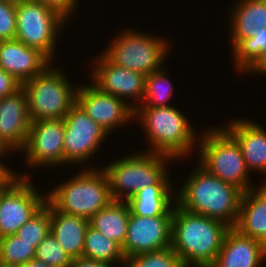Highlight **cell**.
Here are the masks:
<instances>
[{"instance_id":"obj_31","label":"cell","mask_w":266,"mask_h":267,"mask_svg":"<svg viewBox=\"0 0 266 267\" xmlns=\"http://www.w3.org/2000/svg\"><path fill=\"white\" fill-rule=\"evenodd\" d=\"M16 37V3L0 0V41Z\"/></svg>"},{"instance_id":"obj_30","label":"cell","mask_w":266,"mask_h":267,"mask_svg":"<svg viewBox=\"0 0 266 267\" xmlns=\"http://www.w3.org/2000/svg\"><path fill=\"white\" fill-rule=\"evenodd\" d=\"M35 258L51 267H70L72 264V259L51 232L37 246Z\"/></svg>"},{"instance_id":"obj_18","label":"cell","mask_w":266,"mask_h":267,"mask_svg":"<svg viewBox=\"0 0 266 267\" xmlns=\"http://www.w3.org/2000/svg\"><path fill=\"white\" fill-rule=\"evenodd\" d=\"M50 62L38 49L28 47L17 39L0 41V69L21 84L41 74Z\"/></svg>"},{"instance_id":"obj_15","label":"cell","mask_w":266,"mask_h":267,"mask_svg":"<svg viewBox=\"0 0 266 267\" xmlns=\"http://www.w3.org/2000/svg\"><path fill=\"white\" fill-rule=\"evenodd\" d=\"M76 103L108 133L134 120V103L124 102L117 96L102 92L92 83L78 86Z\"/></svg>"},{"instance_id":"obj_35","label":"cell","mask_w":266,"mask_h":267,"mask_svg":"<svg viewBox=\"0 0 266 267\" xmlns=\"http://www.w3.org/2000/svg\"><path fill=\"white\" fill-rule=\"evenodd\" d=\"M70 267H114L112 264L92 260L85 257H79L72 259V264Z\"/></svg>"},{"instance_id":"obj_22","label":"cell","mask_w":266,"mask_h":267,"mask_svg":"<svg viewBox=\"0 0 266 267\" xmlns=\"http://www.w3.org/2000/svg\"><path fill=\"white\" fill-rule=\"evenodd\" d=\"M242 235L250 236L266 245V182L244 192L239 216L234 227Z\"/></svg>"},{"instance_id":"obj_6","label":"cell","mask_w":266,"mask_h":267,"mask_svg":"<svg viewBox=\"0 0 266 267\" xmlns=\"http://www.w3.org/2000/svg\"><path fill=\"white\" fill-rule=\"evenodd\" d=\"M198 138L199 164L210 174L247 192L254 186L250 182L240 145L224 127L208 128Z\"/></svg>"},{"instance_id":"obj_21","label":"cell","mask_w":266,"mask_h":267,"mask_svg":"<svg viewBox=\"0 0 266 267\" xmlns=\"http://www.w3.org/2000/svg\"><path fill=\"white\" fill-rule=\"evenodd\" d=\"M168 175L157 184L140 189L127 201L132 214L144 217L173 216L176 191L171 193L173 189Z\"/></svg>"},{"instance_id":"obj_1","label":"cell","mask_w":266,"mask_h":267,"mask_svg":"<svg viewBox=\"0 0 266 267\" xmlns=\"http://www.w3.org/2000/svg\"><path fill=\"white\" fill-rule=\"evenodd\" d=\"M229 228L222 221L188 212L175 202L171 247L184 267H210Z\"/></svg>"},{"instance_id":"obj_13","label":"cell","mask_w":266,"mask_h":267,"mask_svg":"<svg viewBox=\"0 0 266 267\" xmlns=\"http://www.w3.org/2000/svg\"><path fill=\"white\" fill-rule=\"evenodd\" d=\"M64 136L63 119L31 121L28 138L21 151L26 156V164L30 168L64 165Z\"/></svg>"},{"instance_id":"obj_7","label":"cell","mask_w":266,"mask_h":267,"mask_svg":"<svg viewBox=\"0 0 266 267\" xmlns=\"http://www.w3.org/2000/svg\"><path fill=\"white\" fill-rule=\"evenodd\" d=\"M51 65L21 85L31 121L63 119L76 104L78 87L70 85L63 70Z\"/></svg>"},{"instance_id":"obj_33","label":"cell","mask_w":266,"mask_h":267,"mask_svg":"<svg viewBox=\"0 0 266 267\" xmlns=\"http://www.w3.org/2000/svg\"><path fill=\"white\" fill-rule=\"evenodd\" d=\"M21 85L12 75L0 69V99L13 94Z\"/></svg>"},{"instance_id":"obj_39","label":"cell","mask_w":266,"mask_h":267,"mask_svg":"<svg viewBox=\"0 0 266 267\" xmlns=\"http://www.w3.org/2000/svg\"><path fill=\"white\" fill-rule=\"evenodd\" d=\"M3 1L13 2V3H19V2L25 1V0H3Z\"/></svg>"},{"instance_id":"obj_28","label":"cell","mask_w":266,"mask_h":267,"mask_svg":"<svg viewBox=\"0 0 266 267\" xmlns=\"http://www.w3.org/2000/svg\"><path fill=\"white\" fill-rule=\"evenodd\" d=\"M36 249L16 234L0 238V262L17 265L35 258Z\"/></svg>"},{"instance_id":"obj_14","label":"cell","mask_w":266,"mask_h":267,"mask_svg":"<svg viewBox=\"0 0 266 267\" xmlns=\"http://www.w3.org/2000/svg\"><path fill=\"white\" fill-rule=\"evenodd\" d=\"M173 216L144 217L130 212L122 246L125 258L171 247Z\"/></svg>"},{"instance_id":"obj_27","label":"cell","mask_w":266,"mask_h":267,"mask_svg":"<svg viewBox=\"0 0 266 267\" xmlns=\"http://www.w3.org/2000/svg\"><path fill=\"white\" fill-rule=\"evenodd\" d=\"M51 232V204L36 212L16 233L22 240L31 243L36 249L39 243Z\"/></svg>"},{"instance_id":"obj_34","label":"cell","mask_w":266,"mask_h":267,"mask_svg":"<svg viewBox=\"0 0 266 267\" xmlns=\"http://www.w3.org/2000/svg\"><path fill=\"white\" fill-rule=\"evenodd\" d=\"M7 152L10 153L8 150L0 148V158H4V155L8 154ZM17 176V173L0 162V190L7 187Z\"/></svg>"},{"instance_id":"obj_8","label":"cell","mask_w":266,"mask_h":267,"mask_svg":"<svg viewBox=\"0 0 266 267\" xmlns=\"http://www.w3.org/2000/svg\"><path fill=\"white\" fill-rule=\"evenodd\" d=\"M143 152L124 155V158L101 167L107 174L112 200L128 201L137 191L157 184L168 173L167 164L173 158Z\"/></svg>"},{"instance_id":"obj_26","label":"cell","mask_w":266,"mask_h":267,"mask_svg":"<svg viewBox=\"0 0 266 267\" xmlns=\"http://www.w3.org/2000/svg\"><path fill=\"white\" fill-rule=\"evenodd\" d=\"M161 69L145 76V94L142 102L133 105L136 107H168L167 103L173 94L171 81L166 77V71Z\"/></svg>"},{"instance_id":"obj_37","label":"cell","mask_w":266,"mask_h":267,"mask_svg":"<svg viewBox=\"0 0 266 267\" xmlns=\"http://www.w3.org/2000/svg\"><path fill=\"white\" fill-rule=\"evenodd\" d=\"M16 267H51L47 263L37 260L36 258L22 264H17Z\"/></svg>"},{"instance_id":"obj_19","label":"cell","mask_w":266,"mask_h":267,"mask_svg":"<svg viewBox=\"0 0 266 267\" xmlns=\"http://www.w3.org/2000/svg\"><path fill=\"white\" fill-rule=\"evenodd\" d=\"M266 259V245L228 229L215 262L210 267H259Z\"/></svg>"},{"instance_id":"obj_5","label":"cell","mask_w":266,"mask_h":267,"mask_svg":"<svg viewBox=\"0 0 266 267\" xmlns=\"http://www.w3.org/2000/svg\"><path fill=\"white\" fill-rule=\"evenodd\" d=\"M230 17L235 67L245 72L266 50V0H238Z\"/></svg>"},{"instance_id":"obj_16","label":"cell","mask_w":266,"mask_h":267,"mask_svg":"<svg viewBox=\"0 0 266 267\" xmlns=\"http://www.w3.org/2000/svg\"><path fill=\"white\" fill-rule=\"evenodd\" d=\"M92 67V84L102 92L117 96L126 102L131 98L142 102L145 94V75L111 63L102 53L97 56ZM94 68V69H93ZM138 100V101H137Z\"/></svg>"},{"instance_id":"obj_4","label":"cell","mask_w":266,"mask_h":267,"mask_svg":"<svg viewBox=\"0 0 266 267\" xmlns=\"http://www.w3.org/2000/svg\"><path fill=\"white\" fill-rule=\"evenodd\" d=\"M98 169L84 167L46 193V200L61 212L90 219L112 201L107 174Z\"/></svg>"},{"instance_id":"obj_17","label":"cell","mask_w":266,"mask_h":267,"mask_svg":"<svg viewBox=\"0 0 266 267\" xmlns=\"http://www.w3.org/2000/svg\"><path fill=\"white\" fill-rule=\"evenodd\" d=\"M31 120L27 97L21 86L13 94L0 99V148L10 152L24 149Z\"/></svg>"},{"instance_id":"obj_29","label":"cell","mask_w":266,"mask_h":267,"mask_svg":"<svg viewBox=\"0 0 266 267\" xmlns=\"http://www.w3.org/2000/svg\"><path fill=\"white\" fill-rule=\"evenodd\" d=\"M184 267L172 247L125 258L121 267Z\"/></svg>"},{"instance_id":"obj_25","label":"cell","mask_w":266,"mask_h":267,"mask_svg":"<svg viewBox=\"0 0 266 267\" xmlns=\"http://www.w3.org/2000/svg\"><path fill=\"white\" fill-rule=\"evenodd\" d=\"M82 257L106 262L112 264L114 267L117 263L118 265H122L125 260L122 246L90 225L85 234Z\"/></svg>"},{"instance_id":"obj_20","label":"cell","mask_w":266,"mask_h":267,"mask_svg":"<svg viewBox=\"0 0 266 267\" xmlns=\"http://www.w3.org/2000/svg\"><path fill=\"white\" fill-rule=\"evenodd\" d=\"M225 129L241 147L247 169L266 176V129L252 120L233 119Z\"/></svg>"},{"instance_id":"obj_11","label":"cell","mask_w":266,"mask_h":267,"mask_svg":"<svg viewBox=\"0 0 266 267\" xmlns=\"http://www.w3.org/2000/svg\"><path fill=\"white\" fill-rule=\"evenodd\" d=\"M18 175L0 190V238L16 234L46 202V194L32 186L30 174Z\"/></svg>"},{"instance_id":"obj_10","label":"cell","mask_w":266,"mask_h":267,"mask_svg":"<svg viewBox=\"0 0 266 267\" xmlns=\"http://www.w3.org/2000/svg\"><path fill=\"white\" fill-rule=\"evenodd\" d=\"M66 20L58 11L41 2L21 1L16 3L15 39L28 47L38 49L52 62L57 46L56 38Z\"/></svg>"},{"instance_id":"obj_12","label":"cell","mask_w":266,"mask_h":267,"mask_svg":"<svg viewBox=\"0 0 266 267\" xmlns=\"http://www.w3.org/2000/svg\"><path fill=\"white\" fill-rule=\"evenodd\" d=\"M63 120L65 124L64 165L65 163L87 164L86 161L94 157L100 144L110 134L91 119L77 103Z\"/></svg>"},{"instance_id":"obj_3","label":"cell","mask_w":266,"mask_h":267,"mask_svg":"<svg viewBox=\"0 0 266 267\" xmlns=\"http://www.w3.org/2000/svg\"><path fill=\"white\" fill-rule=\"evenodd\" d=\"M136 119L140 121L147 142L151 145V150L147 149L150 153L167 155L176 161L187 157L198 147L197 131L191 127L187 116L175 106L136 107Z\"/></svg>"},{"instance_id":"obj_23","label":"cell","mask_w":266,"mask_h":267,"mask_svg":"<svg viewBox=\"0 0 266 267\" xmlns=\"http://www.w3.org/2000/svg\"><path fill=\"white\" fill-rule=\"evenodd\" d=\"M89 219L66 214L51 205V233L71 259L82 257Z\"/></svg>"},{"instance_id":"obj_36","label":"cell","mask_w":266,"mask_h":267,"mask_svg":"<svg viewBox=\"0 0 266 267\" xmlns=\"http://www.w3.org/2000/svg\"><path fill=\"white\" fill-rule=\"evenodd\" d=\"M245 73L266 75V50Z\"/></svg>"},{"instance_id":"obj_24","label":"cell","mask_w":266,"mask_h":267,"mask_svg":"<svg viewBox=\"0 0 266 267\" xmlns=\"http://www.w3.org/2000/svg\"><path fill=\"white\" fill-rule=\"evenodd\" d=\"M130 212L127 201L112 200L89 219V225L123 246Z\"/></svg>"},{"instance_id":"obj_38","label":"cell","mask_w":266,"mask_h":267,"mask_svg":"<svg viewBox=\"0 0 266 267\" xmlns=\"http://www.w3.org/2000/svg\"><path fill=\"white\" fill-rule=\"evenodd\" d=\"M0 267H16V265L4 264L0 262Z\"/></svg>"},{"instance_id":"obj_9","label":"cell","mask_w":266,"mask_h":267,"mask_svg":"<svg viewBox=\"0 0 266 267\" xmlns=\"http://www.w3.org/2000/svg\"><path fill=\"white\" fill-rule=\"evenodd\" d=\"M121 32L102 52L111 63L145 76L162 68L170 48L165 39L131 28Z\"/></svg>"},{"instance_id":"obj_2","label":"cell","mask_w":266,"mask_h":267,"mask_svg":"<svg viewBox=\"0 0 266 267\" xmlns=\"http://www.w3.org/2000/svg\"><path fill=\"white\" fill-rule=\"evenodd\" d=\"M176 192V203L188 212L235 227L243 191L210 174L199 163Z\"/></svg>"},{"instance_id":"obj_32","label":"cell","mask_w":266,"mask_h":267,"mask_svg":"<svg viewBox=\"0 0 266 267\" xmlns=\"http://www.w3.org/2000/svg\"><path fill=\"white\" fill-rule=\"evenodd\" d=\"M41 2L43 5L49 6L62 14L67 20L71 14L77 9L78 0H35ZM69 16V17H68Z\"/></svg>"}]
</instances>
